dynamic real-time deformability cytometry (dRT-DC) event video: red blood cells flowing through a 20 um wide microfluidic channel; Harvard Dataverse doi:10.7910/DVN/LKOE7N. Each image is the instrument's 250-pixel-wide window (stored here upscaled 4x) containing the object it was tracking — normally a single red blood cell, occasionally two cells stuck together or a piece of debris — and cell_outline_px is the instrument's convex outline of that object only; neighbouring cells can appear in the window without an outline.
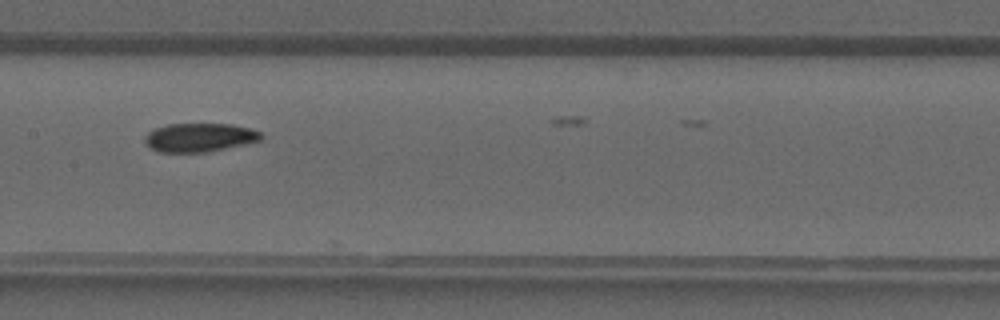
{"species": "common noctule bat (a hibernating species)", "species_latin": "Nyctalus noctula", "temperature_condition": "warm", "stored_images_in_passage": 13, "camera_frame_rate_fps": 3000, "um_per_image_px": 0.085, "animal": {"sex": "male", "forearm_length_mm": 52.5}, "frame": {"image": 1, "passage_image": 11, "time_ms": 3.333, "image_size_px": [1000, 320], "cell_outline_px": [[264, 140], [204, 152], [160, 152], [148, 148], [144, 144], [144, 136], [148, 132], [156, 128], [168, 124], [232, 124], [252, 128], [260, 132], [264, 136]], "centroid_in_image_um": [16.95, 11.68], "position_along_channel_um": 190.4, "area_um2": 19.59}}